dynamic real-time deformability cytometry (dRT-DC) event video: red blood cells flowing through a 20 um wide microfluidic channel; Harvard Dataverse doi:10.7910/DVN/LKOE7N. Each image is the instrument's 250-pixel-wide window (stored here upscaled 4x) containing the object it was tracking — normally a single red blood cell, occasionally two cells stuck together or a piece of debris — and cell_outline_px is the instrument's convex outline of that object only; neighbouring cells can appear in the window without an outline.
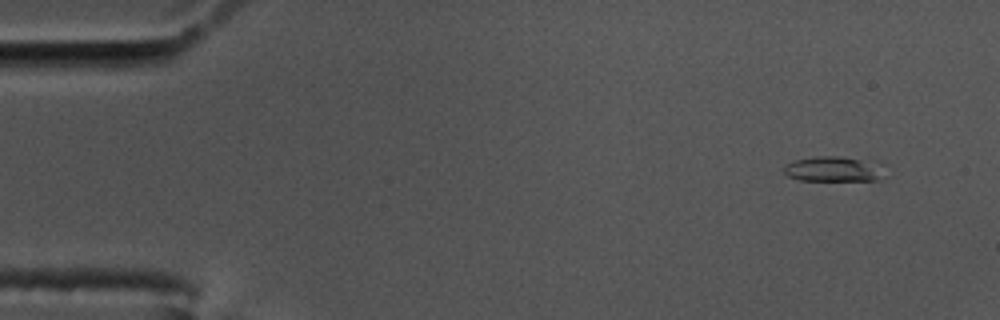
{"species": "common noctule bat (a hibernating species)", "species_latin": "Nyctalus noctula", "temperature_condition": "cold", "stored_images_in_passage": 48, "camera_frame_rate_fps": 3000, "um_per_image_px": 0.085, "animal": {"sex": "male", "body_mass_g": 17.5, "forearm_length_mm": 52.3}, "frame": {"image": 1, "passage_image": 1, "time_ms": 0.0, "image_size_px": [1000, 320], "cell_outline_px": [[880, 180], [800, 180], [788, 176], [784, 172], [784, 164], [796, 160], [816, 156], [840, 156], [860, 160]], "centroid_in_image_um": [70.45, 14.38], "position_along_channel_um": 14.6, "area_um2": 13.18}}
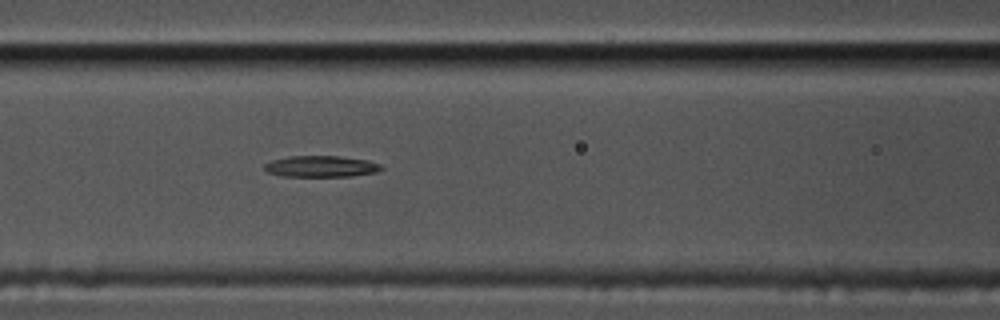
{"frame": {"image": 2, "passage_image": 21, "time_ms": 6.667, "image_size_px": [1000, 320], "cell_outline_px": [[384, 168], [376, 172], [352, 176], [280, 176], [268, 172], [264, 168], [264, 164], [272, 160], [288, 156], [340, 156], [368, 160], [380, 164]], "centroid_in_image_um": [27.29, 14.14], "position_along_channel_um": 139.3, "area_um2": 14.51}}
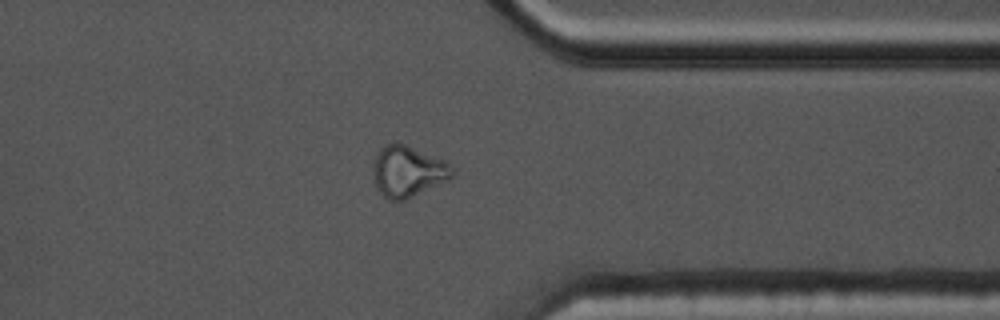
{"frame": {"image": 3, "passage_image": 42, "time_ms": 13.667, "image_size_px": [1000, 320], "cell_outline_px": [[456, 172], [448, 180], [404, 200], [392, 200], [384, 196], [380, 192], [376, 184], [372, 168], [376, 156], [380, 148], [388, 144], [404, 144], [448, 160], [456, 168]], "centroid_in_image_um": [34.74, 14.55], "position_along_channel_um": 376.7, "area_um2": 23.52}}